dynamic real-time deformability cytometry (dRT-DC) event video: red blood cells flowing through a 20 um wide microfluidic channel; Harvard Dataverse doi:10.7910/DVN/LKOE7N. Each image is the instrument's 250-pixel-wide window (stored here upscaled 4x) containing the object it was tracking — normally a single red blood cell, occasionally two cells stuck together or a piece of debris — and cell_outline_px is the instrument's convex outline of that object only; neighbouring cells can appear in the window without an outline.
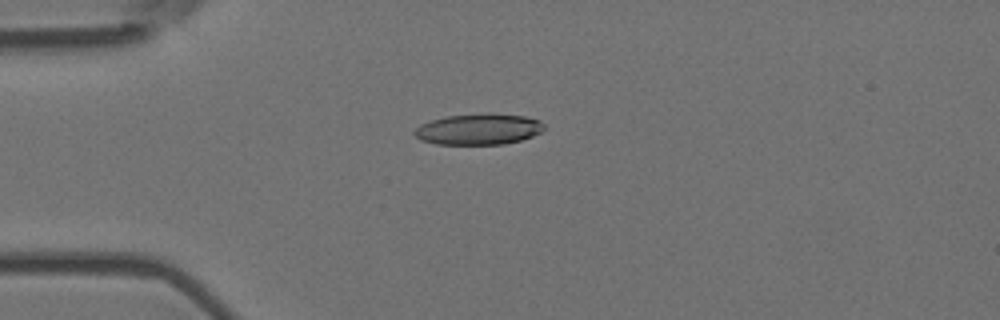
{"species": "Egyptian fruit bat (a non-hibernating species)", "species_latin": "Rousettus aegyptiacus", "temperature_condition": "room temperature", "stored_images_in_passage": 5, "camera_frame_rate_fps": 3000, "um_per_image_px": 0.085, "animal": {"sex": "female"}, "frame": {"image": 1, "passage_image": 2, "time_ms": 0.333, "image_size_px": [1000, 320], "cell_outline_px": [[544, 128], [540, 132], [532, 136], [520, 140], [504, 144], [436, 144], [420, 140], [412, 132], [420, 124], [432, 120], [448, 116], [488, 112], [524, 116], [540, 120], [544, 124]], "centroid_in_image_um": [40.68, 10.97], "position_along_channel_um": 44.3, "area_um2": 23.52}}
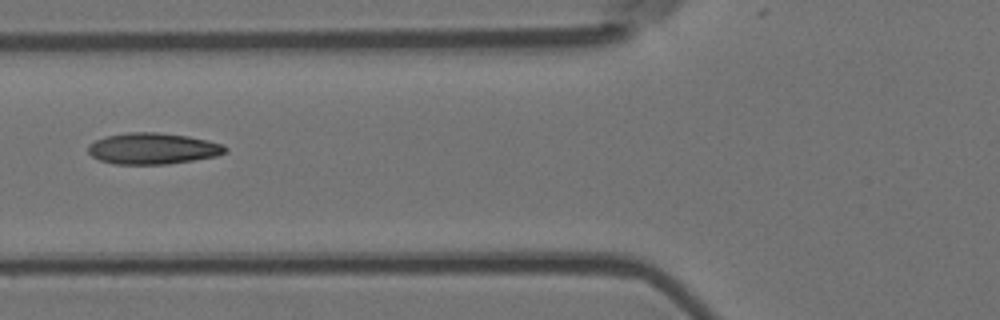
{"frame": {"image": 2, "passage_image": 4, "time_ms": 1.0, "image_size_px": [1000, 320], "cell_outline_px": [[228, 148], [224, 152], [216, 156], [168, 164], [116, 164], [100, 160], [92, 156], [88, 152], [88, 144], [104, 136], [128, 132], [156, 132], [188, 136], [208, 140], [224, 144]], "centroid_in_image_um": [12.98, 12.62], "position_along_channel_um": 112.8, "area_um2": 24.97}}
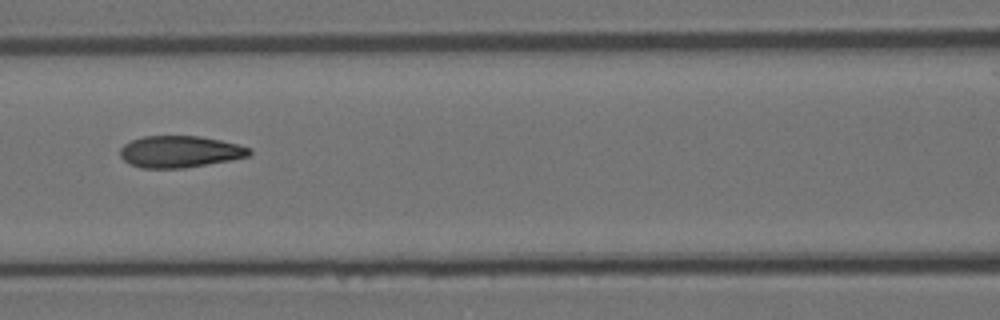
{"frame": {"image": 3, "passage_image": 5, "time_ms": 1.333, "image_size_px": [1000, 320], "cell_outline_px": [[252, 152], [248, 156], [232, 160], [184, 168], [140, 168], [128, 164], [120, 156], [120, 148], [124, 144], [132, 140], [144, 136], [200, 136], [220, 140], [252, 148]], "centroid_in_image_um": [15.28, 12.9], "position_along_channel_um": 151.3, "area_um2": 23.99}}